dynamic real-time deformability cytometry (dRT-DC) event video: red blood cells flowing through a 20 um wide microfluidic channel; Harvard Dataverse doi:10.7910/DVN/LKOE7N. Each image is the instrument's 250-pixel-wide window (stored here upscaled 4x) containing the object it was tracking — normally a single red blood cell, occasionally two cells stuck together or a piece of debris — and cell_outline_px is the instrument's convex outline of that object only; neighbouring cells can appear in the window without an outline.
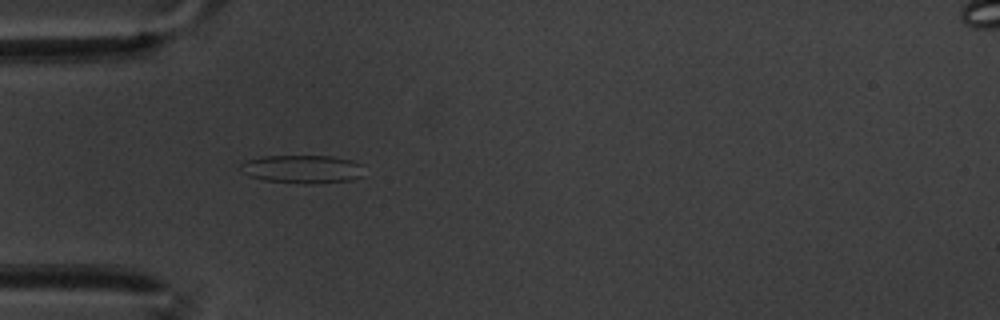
{"species": "common noctule bat (a hibernating species)", "species_latin": "Nyctalus noctula", "temperature_condition": "warm", "stored_images_in_passage": 43, "camera_frame_rate_fps": 3000, "um_per_image_px": 0.085, "animal": {"sex": "male", "body_mass_g": 20.1, "forearm_length_mm": 53.5}, "frame": {"image": 1, "passage_image": 1, "time_ms": 0.0, "image_size_px": [1000, 320], "cell_outline_px": [[364, 176], [352, 180], [312, 184], [304, 184], [264, 180], [248, 176], [240, 168], [240, 164], [244, 160], [260, 156], [332, 156], [352, 160], [364, 164]], "centroid_in_image_um": [25.74, 14.37], "position_along_channel_um": 59.3, "area_um2": 20.81}}
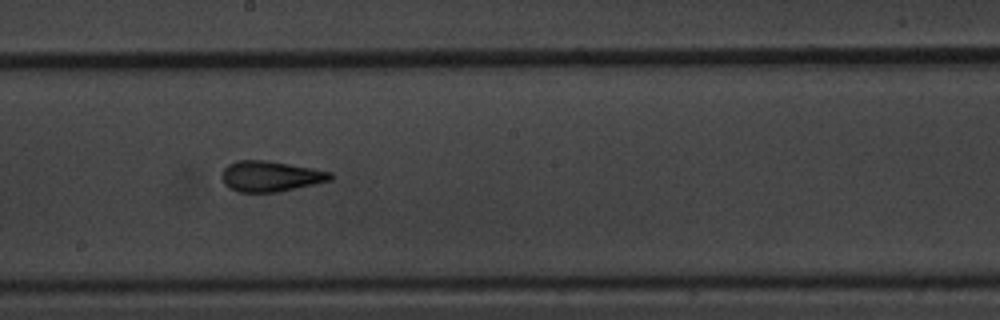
{"frame": {"image": 2, "passage_image": 16, "time_ms": 5.0, "image_size_px": [1000, 320], "cell_outline_px": [[336, 176], [332, 180], [316, 184], [280, 192], [240, 192], [228, 188], [224, 184], [220, 176], [224, 168], [228, 164], [236, 160], [268, 160], [312, 168], [332, 172]], "centroid_in_image_um": [23.01, 14.98], "position_along_channel_um": 225.2, "area_um2": 19.77}}
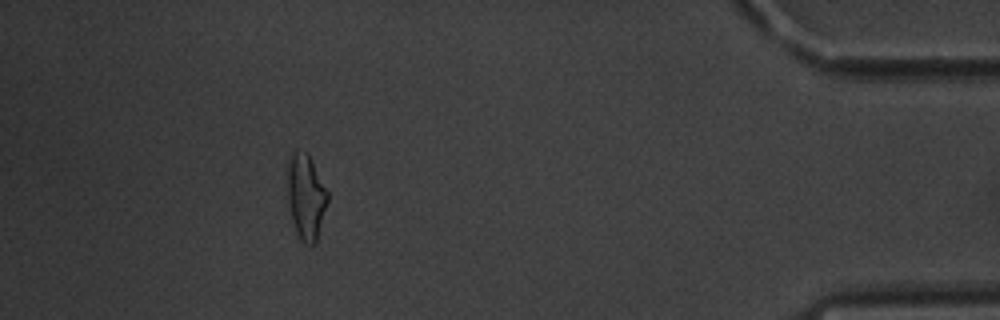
{"frame": {"image": 3, "passage_image": 37, "time_ms": 12.0, "image_size_px": [1000, 320], "cell_outline_px": [[328, 200], [316, 244], [304, 244], [296, 232], [292, 220], [288, 200], [288, 164], [292, 152], [296, 148], [308, 152], [328, 192]], "centroid_in_image_um": [26.01, 16.7], "position_along_channel_um": 409.2, "area_um2": 20.0}, "authors_computed_cell_mechanics": {"area_um2": 19.2474, "velocity_mm_per_s": 3.3737, "shape_relaxation_time_tau1_ms": 8.2018, "shape_relaxation_time_tau2_ms": 1.7267, "deformation_change_tau1": 0.2025, "deformation_change_tau2": 0.112}}